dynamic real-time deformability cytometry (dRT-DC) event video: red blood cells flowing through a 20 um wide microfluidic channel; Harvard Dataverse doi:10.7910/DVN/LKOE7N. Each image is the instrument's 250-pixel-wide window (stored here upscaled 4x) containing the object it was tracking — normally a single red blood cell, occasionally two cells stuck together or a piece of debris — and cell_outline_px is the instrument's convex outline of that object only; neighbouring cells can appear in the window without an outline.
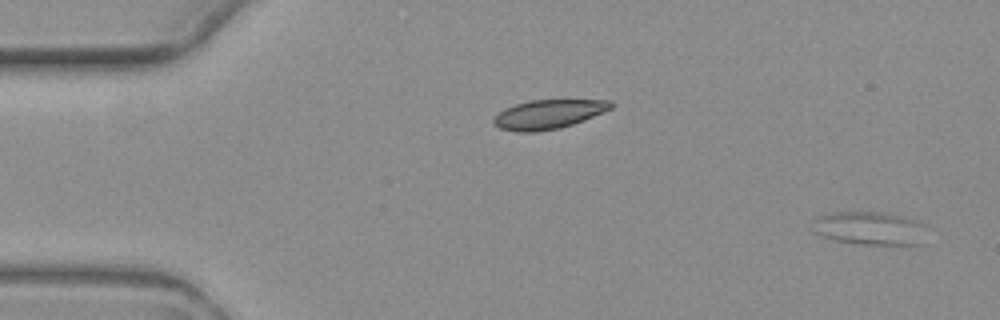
{"species": "common noctule bat (a hibernating species)", "species_latin": "Nyctalus noctula", "temperature_condition": "warm", "stored_images_in_passage": 5, "camera_frame_rate_fps": 3000, "um_per_image_px": 0.085, "animal": {"sex": "female", "body_mass_g": 19.3, "forearm_length_mm": 54.1}, "frame": {"image": 1, "passage_image": 1, "time_ms": 0.0, "image_size_px": [1000, 320], "cell_outline_px": [[924, 244], [860, 244], [836, 240], [812, 232], [816, 216], [832, 212], [884, 212], [900, 216], [924, 224]], "centroid_in_image_um": [73.9, 19.4], "position_along_channel_um": 11.1, "area_um2": 21.96}}